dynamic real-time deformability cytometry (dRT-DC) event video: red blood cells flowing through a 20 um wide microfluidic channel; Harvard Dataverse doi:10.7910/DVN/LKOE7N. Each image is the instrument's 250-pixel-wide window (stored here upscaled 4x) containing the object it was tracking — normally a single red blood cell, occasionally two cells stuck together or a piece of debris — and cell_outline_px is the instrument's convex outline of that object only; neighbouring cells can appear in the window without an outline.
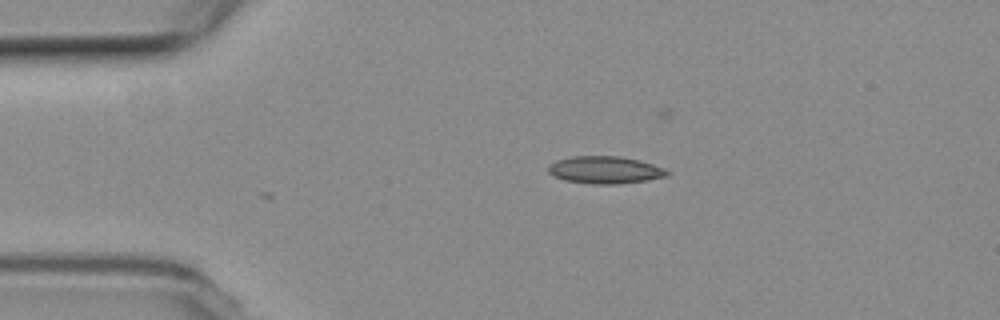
{"species": "common noctule bat (a hibernating species)", "species_latin": "Nyctalus noctula", "temperature_condition": "room temperature", "stored_images_in_passage": 11, "camera_frame_rate_fps": 3000, "um_per_image_px": 0.085, "animal": {"sex": "female", "body_mass_g": 19.3, "forearm_length_mm": 54.1}, "frame": {"image": 1, "passage_image": 11, "time_ms": 3.333, "image_size_px": [1000, 320], "cell_outline_px": [[668, 176], [648, 180], [620, 184], [592, 184], [564, 180], [552, 176], [548, 172], [548, 164], [556, 160], [572, 156], [620, 156], [652, 164], [664, 168], [668, 172]], "centroid_in_image_um": [51.38, 14.45], "position_along_channel_um": 33.6, "area_um2": 19.02}}